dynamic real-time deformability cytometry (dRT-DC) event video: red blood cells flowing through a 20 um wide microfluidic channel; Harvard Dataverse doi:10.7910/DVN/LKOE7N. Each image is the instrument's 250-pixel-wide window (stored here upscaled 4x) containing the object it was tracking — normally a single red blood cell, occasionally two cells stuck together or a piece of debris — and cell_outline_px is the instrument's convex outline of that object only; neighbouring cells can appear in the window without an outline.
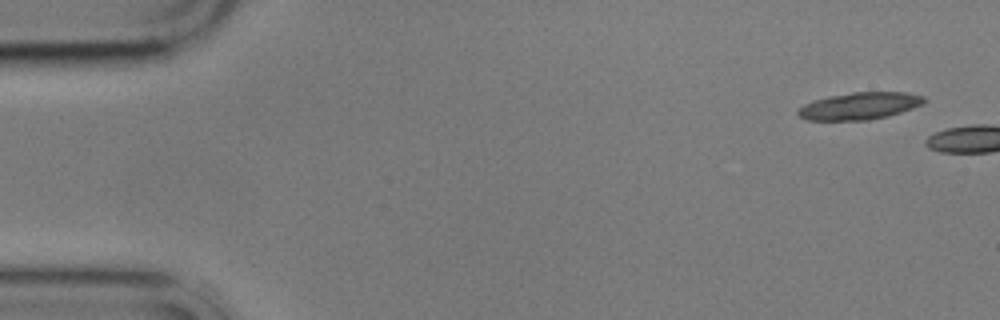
{"species": "common noctule bat (a hibernating species)", "species_latin": "Nyctalus noctula", "temperature_condition": "cold", "stored_images_in_passage": 2, "camera_frame_rate_fps": 3000, "um_per_image_px": 0.085, "animal": {"sex": "male", "body_mass_g": 17.9}, "frame": {"image": 1, "passage_image": 1, "time_ms": 0.0, "image_size_px": [1000, 320], "cell_outline_px": [[928, 100], [924, 104], [888, 116], [868, 120], [808, 120], [800, 116], [796, 112], [804, 104], [812, 100], [828, 96], [852, 92], [904, 92], [924, 96]], "centroid_in_image_um": [73.08, 9.0], "position_along_channel_um": 11.9, "area_um2": 20.0}}